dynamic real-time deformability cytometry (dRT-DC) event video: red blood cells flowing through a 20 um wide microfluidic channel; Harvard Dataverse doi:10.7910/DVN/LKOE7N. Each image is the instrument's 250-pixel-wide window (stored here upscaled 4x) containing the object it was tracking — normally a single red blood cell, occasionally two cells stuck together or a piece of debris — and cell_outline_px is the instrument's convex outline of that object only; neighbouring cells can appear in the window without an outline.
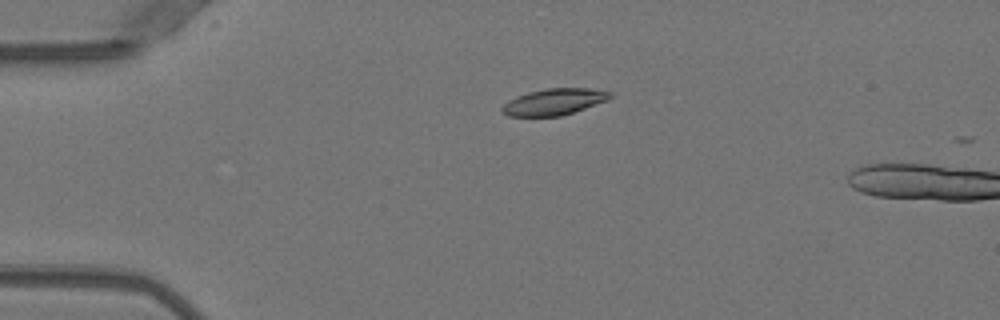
{"species": "Egyptian fruit bat (a non-hibernating species)", "species_latin": "Rousettus aegyptiacus", "temperature_condition": "warm", "stored_images_in_passage": 14, "camera_frame_rate_fps": 3000, "um_per_image_px": 0.085, "animal": {"sex": "female"}, "frame": {"image": 1, "passage_image": 13, "time_ms": 4.0, "image_size_px": [1000, 320], "cell_outline_px": [[612, 96], [608, 100], [560, 116], [508, 116], [500, 112], [500, 108], [508, 100], [516, 96], [528, 92], [548, 88], [588, 88], [612, 92]], "centroid_in_image_um": [47.05, 8.65], "position_along_channel_um": 37.9, "area_um2": 16.59}}